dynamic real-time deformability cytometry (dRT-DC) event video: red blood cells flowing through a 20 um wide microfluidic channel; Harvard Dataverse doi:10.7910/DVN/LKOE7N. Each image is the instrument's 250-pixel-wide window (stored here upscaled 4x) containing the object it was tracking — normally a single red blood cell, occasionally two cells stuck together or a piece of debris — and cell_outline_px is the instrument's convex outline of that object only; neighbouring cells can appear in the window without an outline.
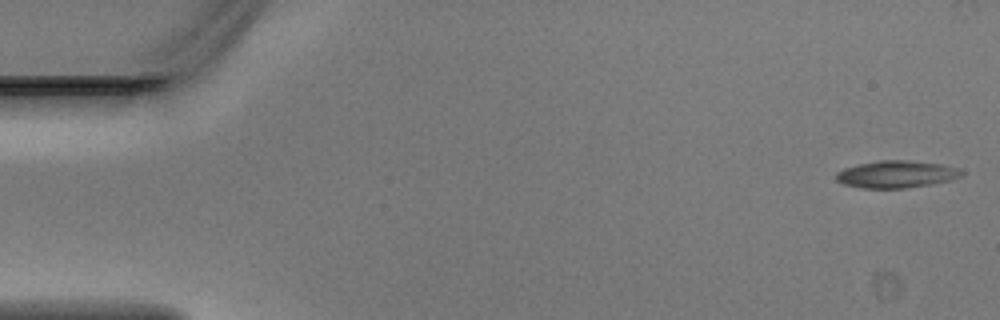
{"species": "Egyptian fruit bat (a non-hibernating species)", "species_latin": "Rousettus aegyptiacus", "temperature_condition": "warm", "stored_images_in_passage": 4, "camera_frame_rate_fps": 3000, "um_per_image_px": 0.085, "animal": {"sex": "male"}, "frame": {"image": 1, "passage_image": 1, "time_ms": 0.0, "image_size_px": [1000, 320], "cell_outline_px": [[964, 172], [960, 176], [948, 180], [932, 184], [904, 188], [860, 188], [844, 184], [836, 180], [836, 172], [844, 168], [860, 164], [880, 160], [908, 160], [940, 164], [956, 168]], "centroid_in_image_um": [76.15, 14.81], "position_along_channel_um": 8.9, "area_um2": 19.65}}